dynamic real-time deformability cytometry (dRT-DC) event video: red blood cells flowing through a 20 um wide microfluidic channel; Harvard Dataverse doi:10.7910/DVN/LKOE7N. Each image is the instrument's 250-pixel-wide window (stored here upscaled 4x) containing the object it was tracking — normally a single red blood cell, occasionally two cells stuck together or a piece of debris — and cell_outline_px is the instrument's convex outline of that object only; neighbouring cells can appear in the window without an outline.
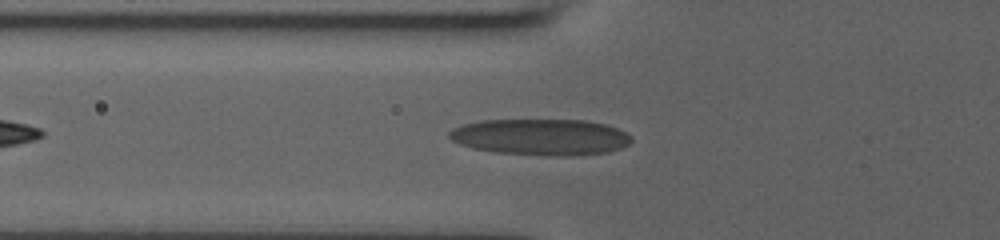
{"species": "human", "species_latin": "Homo sapiens", "temperature_condition": "room temperature", "stored_images_in_passage": 10, "camera_frame_rate_fps": 3000, "um_per_image_px": 0.085, "donor": {"sex": "male"}, "frame": {"image": 1, "passage_image": 3, "time_ms": 0.333, "image_size_px": [1000, 240], "cell_outline_px": [[632, 140], [628, 144], [620, 148], [608, 152], [572, 156], [556, 156], [496, 152], [472, 148], [460, 144], [452, 140], [448, 136], [448, 132], [464, 124], [480, 120], [584, 120], [604, 124], [616, 128], [632, 136]], "centroid_in_image_um": [45.97, 11.65], "position_along_channel_um": 79.8, "area_um2": 38.38}}
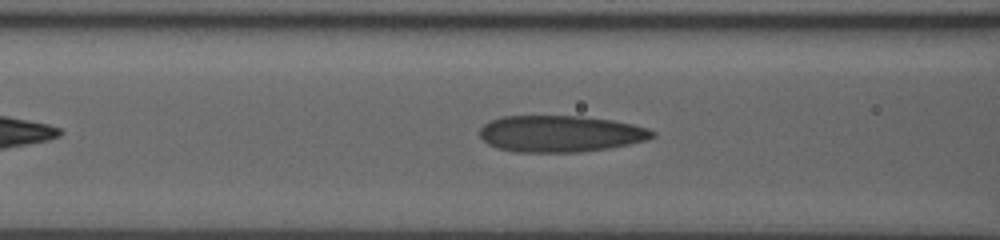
{"frame": {"image": 2, "passage_image": 9, "time_ms": 1.333, "image_size_px": [1000, 240], "cell_outline_px": [[656, 136], [648, 140], [608, 148], [580, 152], [516, 152], [496, 148], [488, 144], [480, 136], [480, 128], [484, 124], [492, 120], [504, 116], [580, 116], [612, 120], [632, 124], [648, 128], [656, 132]], "centroid_in_image_um": [47.65, 11.37], "position_along_channel_um": 119.0, "area_um2": 36.82}}